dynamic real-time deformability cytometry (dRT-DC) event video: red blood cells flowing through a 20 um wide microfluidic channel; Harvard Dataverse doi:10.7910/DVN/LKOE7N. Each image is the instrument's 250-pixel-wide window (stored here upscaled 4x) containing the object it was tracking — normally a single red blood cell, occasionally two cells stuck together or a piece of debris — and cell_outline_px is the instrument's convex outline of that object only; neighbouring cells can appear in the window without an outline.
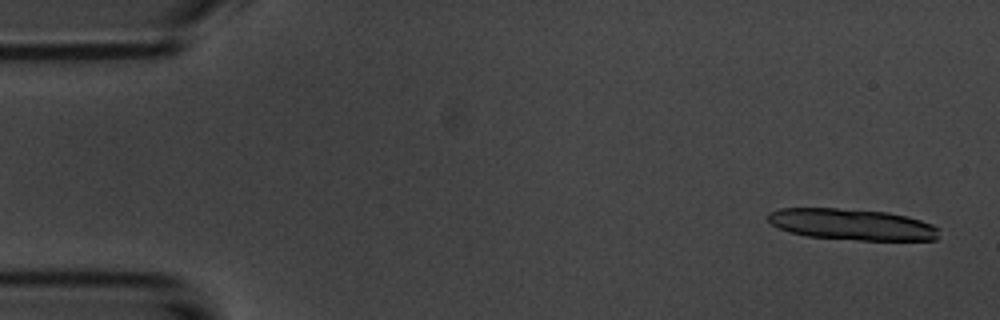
{"species": "common noctule bat (a hibernating species)", "species_latin": "Nyctalus noctula", "temperature_condition": "room temperature", "stored_images_in_passage": 13, "camera_frame_rate_fps": 3000, "um_per_image_px": 0.085, "animal": {"sex": "male", "body_mass_g": 20.1, "forearm_length_mm": 53.5}, "frame": {"image": 1, "passage_image": 2, "time_ms": 0.333, "image_size_px": [1000, 320], "cell_outline_px": [[940, 228], [936, 240], [856, 240], [808, 236], [788, 232], [772, 224], [768, 220], [768, 212], [780, 208], [836, 208], [888, 212], [908, 216], [932, 224]], "centroid_in_image_um": [72.43, 19.07], "position_along_channel_um": 12.6, "area_um2": 31.21}}